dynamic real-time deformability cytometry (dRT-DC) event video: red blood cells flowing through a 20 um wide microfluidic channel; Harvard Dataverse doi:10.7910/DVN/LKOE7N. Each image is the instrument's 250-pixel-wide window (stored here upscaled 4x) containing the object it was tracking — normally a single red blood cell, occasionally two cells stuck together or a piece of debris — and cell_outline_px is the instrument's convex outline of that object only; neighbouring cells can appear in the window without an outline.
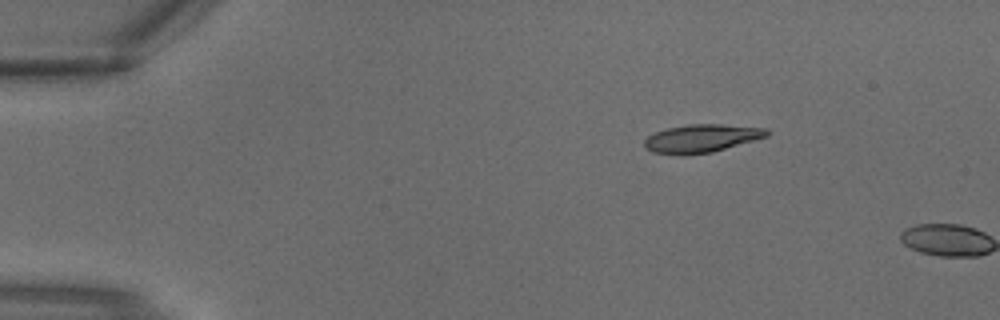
{"species": "common noctule bat (a hibernating species)", "species_latin": "Nyctalus noctula", "temperature_condition": "warm", "stored_images_in_passage": 3, "segment_of_instrument_passage": [2, 2], "camera_frame_rate_fps": 3000, "um_per_image_px": 0.085, "animal": {"sex": "male", "body_mass_g": 18.8}, "frame": {"image": 1, "passage_image": 3, "time_ms": 0.667, "image_size_px": [1000, 320], "cell_outline_px": [[768, 136], [712, 152], [680, 156], [652, 152], [644, 148], [644, 140], [648, 136], [656, 132], [668, 128], [688, 124], [720, 124], [768, 128]], "centroid_in_image_um": [59.59, 11.77], "position_along_channel_um": 25.4, "area_um2": 20.11}}